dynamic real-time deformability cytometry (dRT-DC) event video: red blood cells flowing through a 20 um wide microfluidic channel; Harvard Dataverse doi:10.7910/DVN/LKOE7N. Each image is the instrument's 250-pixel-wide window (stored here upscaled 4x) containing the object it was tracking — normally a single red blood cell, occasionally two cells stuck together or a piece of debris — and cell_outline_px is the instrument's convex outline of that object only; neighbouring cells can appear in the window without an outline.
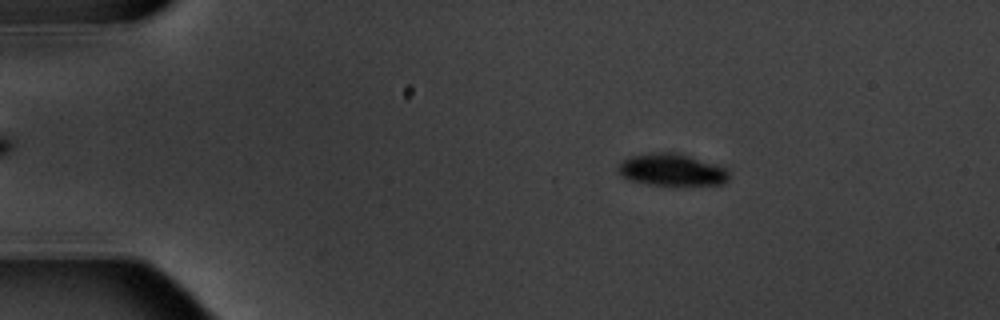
{"species": "common noctule bat (a hibernating species)", "species_latin": "Nyctalus noctula", "temperature_condition": "warm", "stored_images_in_passage": 5, "camera_frame_rate_fps": 3000, "um_per_image_px": 0.085, "animal": {"sex": "male", "body_mass_g": 20.1, "forearm_length_mm": 53.5}, "frame": {"image": 1, "passage_image": 2, "time_ms": 1.0, "image_size_px": [1000, 320], "cell_outline_px": [[728, 180], [724, 184], [652, 184], [628, 180], [620, 176], [616, 172], [616, 168], [620, 160], [628, 156], [652, 152], [680, 152], [720, 164], [728, 172]], "centroid_in_image_um": [57.05, 14.39], "position_along_channel_um": 28.0, "area_um2": 21.15}}
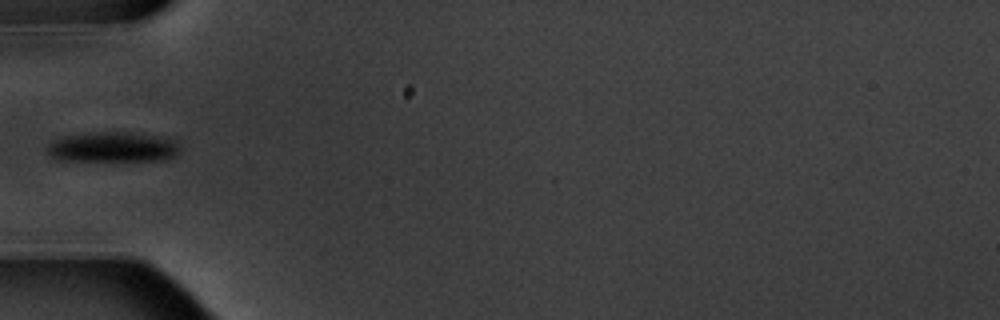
{"frame": {"image": 2, "passage_image": 5, "time_ms": 4.333, "image_size_px": [1000, 320], "cell_outline_px": [[180, 152], [176, 156], [168, 160], [56, 160], [44, 148], [52, 140], [64, 136], [84, 132], [128, 132], [156, 136], [176, 140], [180, 148]], "centroid_in_image_um": [9.57, 12.49], "position_along_channel_um": 75.4, "area_um2": 23.58}}